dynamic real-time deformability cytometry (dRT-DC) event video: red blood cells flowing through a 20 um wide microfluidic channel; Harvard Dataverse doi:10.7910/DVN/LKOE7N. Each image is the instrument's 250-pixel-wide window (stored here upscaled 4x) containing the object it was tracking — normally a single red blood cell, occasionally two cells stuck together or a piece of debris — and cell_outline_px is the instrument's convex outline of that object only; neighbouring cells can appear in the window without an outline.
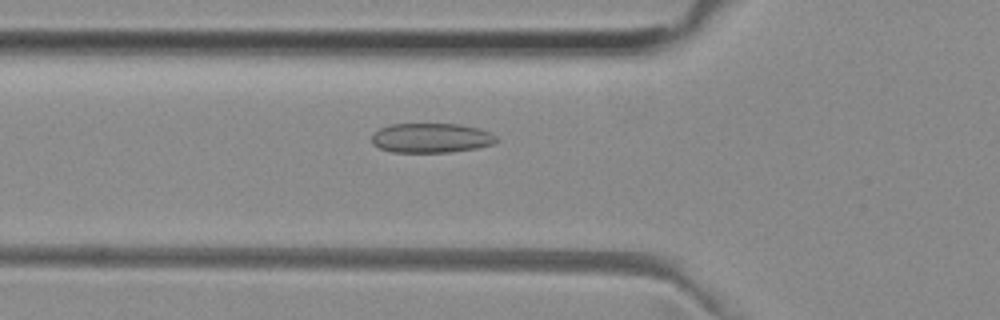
{"species": "common noctule bat (a hibernating species)", "species_latin": "Nyctalus noctula", "temperature_condition": "room temperature", "stored_images_in_passage": 52, "camera_frame_rate_fps": 3000, "um_per_image_px": 0.085, "animal": {"sex": "female", "body_mass_g": 29.2, "forearm_length_mm": 56.3}, "frame": {"image": 1, "passage_image": 18, "time_ms": 5.667, "image_size_px": [1000, 320], "cell_outline_px": [[500, 140], [492, 144], [476, 148], [448, 152], [392, 152], [380, 148], [372, 144], [372, 136], [380, 128], [392, 124], [460, 124], [480, 128], [492, 132]], "centroid_in_image_um": [36.69, 11.72], "position_along_channel_um": 89.1, "area_um2": 21.56}}
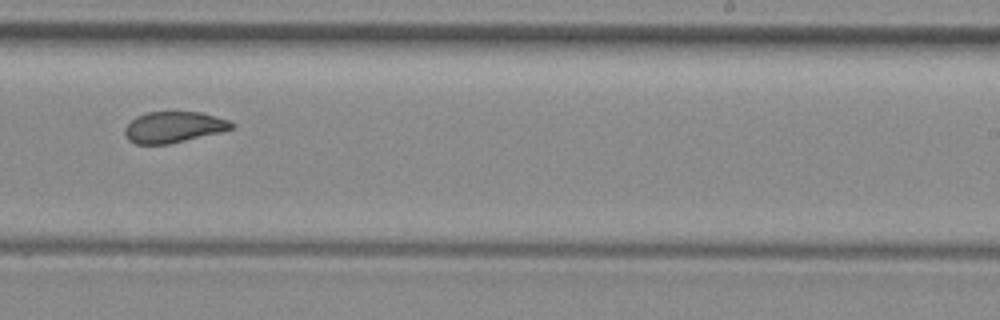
{"frame": {"image": 2, "passage_image": 32, "time_ms": 10.333, "image_size_px": [1000, 320], "cell_outline_px": [[236, 128], [220, 132], [168, 144], [136, 144], [128, 140], [124, 132], [124, 128], [136, 116], [148, 112], [200, 112], [216, 116], [228, 120], [236, 124]], "centroid_in_image_um": [14.77, 10.8], "position_along_channel_um": 274.2, "area_um2": 19.31}}
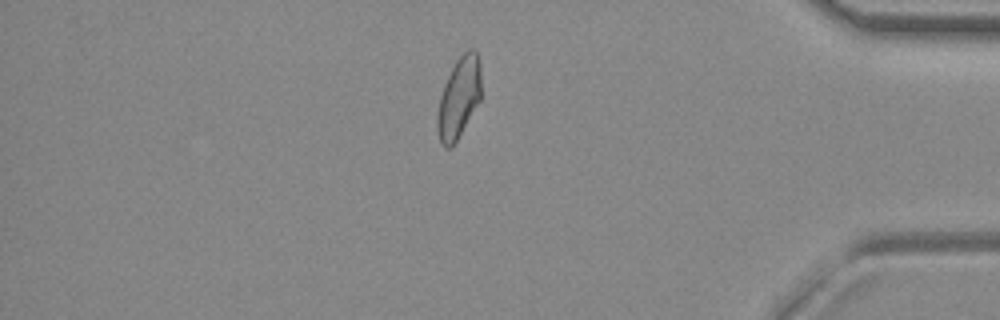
{"frame": {"image": 3, "passage_image": 44, "time_ms": 14.333, "image_size_px": [1000, 320], "cell_outline_px": [[480, 100], [452, 148], [444, 148], [440, 140], [436, 128], [436, 120], [440, 96], [444, 84], [456, 60], [468, 48], [472, 48], [476, 52], [480, 60]], "centroid_in_image_um": [38.99, 8.31], "position_along_channel_um": 396.2, "area_um2": 20.58}, "authors_computed_cell_mechanics": {"area_um2": 21.0103, "velocity_mm_per_s": 3.9686, "shape_relaxation_time_tau1_ms": null, "shape_relaxation_time_tau2_ms": 1.1501, "deformation_change_tau1": null, "deformation_change_tau2": 0.0727}}